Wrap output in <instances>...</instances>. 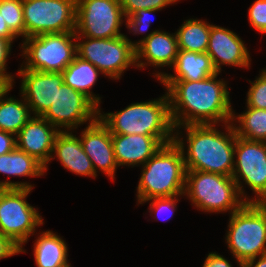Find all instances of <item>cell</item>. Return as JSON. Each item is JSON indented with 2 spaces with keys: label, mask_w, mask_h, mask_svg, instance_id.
Instances as JSON below:
<instances>
[{
  "label": "cell",
  "mask_w": 266,
  "mask_h": 267,
  "mask_svg": "<svg viewBox=\"0 0 266 267\" xmlns=\"http://www.w3.org/2000/svg\"><path fill=\"white\" fill-rule=\"evenodd\" d=\"M163 93L159 98L132 102L120 111L104 113L101 108L98 117L111 134L154 136L169 144L174 141V125L166 90Z\"/></svg>",
  "instance_id": "obj_3"
},
{
  "label": "cell",
  "mask_w": 266,
  "mask_h": 267,
  "mask_svg": "<svg viewBox=\"0 0 266 267\" xmlns=\"http://www.w3.org/2000/svg\"><path fill=\"white\" fill-rule=\"evenodd\" d=\"M16 147V136L0 130V155L11 152Z\"/></svg>",
  "instance_id": "obj_37"
},
{
  "label": "cell",
  "mask_w": 266,
  "mask_h": 267,
  "mask_svg": "<svg viewBox=\"0 0 266 267\" xmlns=\"http://www.w3.org/2000/svg\"><path fill=\"white\" fill-rule=\"evenodd\" d=\"M0 14L8 27L21 39L25 38L22 0H0Z\"/></svg>",
  "instance_id": "obj_29"
},
{
  "label": "cell",
  "mask_w": 266,
  "mask_h": 267,
  "mask_svg": "<svg viewBox=\"0 0 266 267\" xmlns=\"http://www.w3.org/2000/svg\"><path fill=\"white\" fill-rule=\"evenodd\" d=\"M175 31L178 50L206 53L211 24L205 19L189 18Z\"/></svg>",
  "instance_id": "obj_26"
},
{
  "label": "cell",
  "mask_w": 266,
  "mask_h": 267,
  "mask_svg": "<svg viewBox=\"0 0 266 267\" xmlns=\"http://www.w3.org/2000/svg\"><path fill=\"white\" fill-rule=\"evenodd\" d=\"M184 196L194 208L206 214L230 215L246 203L232 176L197 170L186 171Z\"/></svg>",
  "instance_id": "obj_6"
},
{
  "label": "cell",
  "mask_w": 266,
  "mask_h": 267,
  "mask_svg": "<svg viewBox=\"0 0 266 267\" xmlns=\"http://www.w3.org/2000/svg\"><path fill=\"white\" fill-rule=\"evenodd\" d=\"M25 38L75 32L77 0H22Z\"/></svg>",
  "instance_id": "obj_11"
},
{
  "label": "cell",
  "mask_w": 266,
  "mask_h": 267,
  "mask_svg": "<svg viewBox=\"0 0 266 267\" xmlns=\"http://www.w3.org/2000/svg\"><path fill=\"white\" fill-rule=\"evenodd\" d=\"M63 82L70 88L83 93L88 97L99 109L103 97L93 92V87L97 83L100 74H103L89 61L76 56L75 59L62 72Z\"/></svg>",
  "instance_id": "obj_24"
},
{
  "label": "cell",
  "mask_w": 266,
  "mask_h": 267,
  "mask_svg": "<svg viewBox=\"0 0 266 267\" xmlns=\"http://www.w3.org/2000/svg\"><path fill=\"white\" fill-rule=\"evenodd\" d=\"M220 74L201 81L175 80L165 89L174 128L231 122V87L227 85L229 81L218 78Z\"/></svg>",
  "instance_id": "obj_1"
},
{
  "label": "cell",
  "mask_w": 266,
  "mask_h": 267,
  "mask_svg": "<svg viewBox=\"0 0 266 267\" xmlns=\"http://www.w3.org/2000/svg\"><path fill=\"white\" fill-rule=\"evenodd\" d=\"M218 126L201 124L174 128V143L181 149L186 170L232 176L236 133L231 122Z\"/></svg>",
  "instance_id": "obj_2"
},
{
  "label": "cell",
  "mask_w": 266,
  "mask_h": 267,
  "mask_svg": "<svg viewBox=\"0 0 266 267\" xmlns=\"http://www.w3.org/2000/svg\"><path fill=\"white\" fill-rule=\"evenodd\" d=\"M84 152L92 161L95 173L102 172L115 182L119 168L112 144V134L99 117L89 125H85L79 135ZM99 170V171H98Z\"/></svg>",
  "instance_id": "obj_17"
},
{
  "label": "cell",
  "mask_w": 266,
  "mask_h": 267,
  "mask_svg": "<svg viewBox=\"0 0 266 267\" xmlns=\"http://www.w3.org/2000/svg\"><path fill=\"white\" fill-rule=\"evenodd\" d=\"M136 187V204L152 198L184 195L186 167L181 149L163 145L143 166Z\"/></svg>",
  "instance_id": "obj_4"
},
{
  "label": "cell",
  "mask_w": 266,
  "mask_h": 267,
  "mask_svg": "<svg viewBox=\"0 0 266 267\" xmlns=\"http://www.w3.org/2000/svg\"><path fill=\"white\" fill-rule=\"evenodd\" d=\"M249 81L251 85L246 95V106L257 109H266V68L259 71L254 81Z\"/></svg>",
  "instance_id": "obj_31"
},
{
  "label": "cell",
  "mask_w": 266,
  "mask_h": 267,
  "mask_svg": "<svg viewBox=\"0 0 266 267\" xmlns=\"http://www.w3.org/2000/svg\"><path fill=\"white\" fill-rule=\"evenodd\" d=\"M181 0H120L126 18L138 10L157 9L162 10L172 4H177Z\"/></svg>",
  "instance_id": "obj_32"
},
{
  "label": "cell",
  "mask_w": 266,
  "mask_h": 267,
  "mask_svg": "<svg viewBox=\"0 0 266 267\" xmlns=\"http://www.w3.org/2000/svg\"><path fill=\"white\" fill-rule=\"evenodd\" d=\"M13 44L14 43L10 42L8 39L0 37V78L8 85H14L15 78H17L12 72L7 71V63H9L8 58L11 56Z\"/></svg>",
  "instance_id": "obj_34"
},
{
  "label": "cell",
  "mask_w": 266,
  "mask_h": 267,
  "mask_svg": "<svg viewBox=\"0 0 266 267\" xmlns=\"http://www.w3.org/2000/svg\"><path fill=\"white\" fill-rule=\"evenodd\" d=\"M99 108L83 93L64 82L57 88L54 102L42 115L59 131H75L98 118Z\"/></svg>",
  "instance_id": "obj_13"
},
{
  "label": "cell",
  "mask_w": 266,
  "mask_h": 267,
  "mask_svg": "<svg viewBox=\"0 0 266 267\" xmlns=\"http://www.w3.org/2000/svg\"><path fill=\"white\" fill-rule=\"evenodd\" d=\"M250 26L259 34L266 35V0H255L248 8Z\"/></svg>",
  "instance_id": "obj_33"
},
{
  "label": "cell",
  "mask_w": 266,
  "mask_h": 267,
  "mask_svg": "<svg viewBox=\"0 0 266 267\" xmlns=\"http://www.w3.org/2000/svg\"><path fill=\"white\" fill-rule=\"evenodd\" d=\"M77 56L89 61L111 80H121L127 69L136 67L135 47L127 35L96 39L76 35Z\"/></svg>",
  "instance_id": "obj_9"
},
{
  "label": "cell",
  "mask_w": 266,
  "mask_h": 267,
  "mask_svg": "<svg viewBox=\"0 0 266 267\" xmlns=\"http://www.w3.org/2000/svg\"><path fill=\"white\" fill-rule=\"evenodd\" d=\"M21 41L23 69L63 72L77 56L76 32L44 33Z\"/></svg>",
  "instance_id": "obj_7"
},
{
  "label": "cell",
  "mask_w": 266,
  "mask_h": 267,
  "mask_svg": "<svg viewBox=\"0 0 266 267\" xmlns=\"http://www.w3.org/2000/svg\"><path fill=\"white\" fill-rule=\"evenodd\" d=\"M171 69L174 74L167 72L160 79L165 89L175 80L201 81L217 73L207 53L186 50H178L175 64Z\"/></svg>",
  "instance_id": "obj_22"
},
{
  "label": "cell",
  "mask_w": 266,
  "mask_h": 267,
  "mask_svg": "<svg viewBox=\"0 0 266 267\" xmlns=\"http://www.w3.org/2000/svg\"><path fill=\"white\" fill-rule=\"evenodd\" d=\"M115 159L121 167L143 166L164 144L154 136L112 134Z\"/></svg>",
  "instance_id": "obj_19"
},
{
  "label": "cell",
  "mask_w": 266,
  "mask_h": 267,
  "mask_svg": "<svg viewBox=\"0 0 266 267\" xmlns=\"http://www.w3.org/2000/svg\"><path fill=\"white\" fill-rule=\"evenodd\" d=\"M231 124L236 136L266 142V109L246 107L240 114L233 109Z\"/></svg>",
  "instance_id": "obj_27"
},
{
  "label": "cell",
  "mask_w": 266,
  "mask_h": 267,
  "mask_svg": "<svg viewBox=\"0 0 266 267\" xmlns=\"http://www.w3.org/2000/svg\"><path fill=\"white\" fill-rule=\"evenodd\" d=\"M0 174L7 175L6 180L0 181V188H30L35 184L25 181H11L15 177H42L45 176V166L35 157L15 147L11 152L0 155ZM9 179V180H8Z\"/></svg>",
  "instance_id": "obj_21"
},
{
  "label": "cell",
  "mask_w": 266,
  "mask_h": 267,
  "mask_svg": "<svg viewBox=\"0 0 266 267\" xmlns=\"http://www.w3.org/2000/svg\"><path fill=\"white\" fill-rule=\"evenodd\" d=\"M158 11H162V10H157V9L138 10L137 12L132 14L130 17L126 18V25L124 26L125 28L128 29L127 31L129 32V34H132L134 36L142 35V38L139 39L138 41L137 40L132 41V39H129L130 43H132V45L135 48L141 42H143L147 37H149L153 32H155L156 30H160V29H155L150 32L148 31L150 29L151 23L153 22L151 15L153 16V14Z\"/></svg>",
  "instance_id": "obj_28"
},
{
  "label": "cell",
  "mask_w": 266,
  "mask_h": 267,
  "mask_svg": "<svg viewBox=\"0 0 266 267\" xmlns=\"http://www.w3.org/2000/svg\"><path fill=\"white\" fill-rule=\"evenodd\" d=\"M241 267H266V254L242 262Z\"/></svg>",
  "instance_id": "obj_39"
},
{
  "label": "cell",
  "mask_w": 266,
  "mask_h": 267,
  "mask_svg": "<svg viewBox=\"0 0 266 267\" xmlns=\"http://www.w3.org/2000/svg\"><path fill=\"white\" fill-rule=\"evenodd\" d=\"M228 216L224 244L237 267L266 254V203H245Z\"/></svg>",
  "instance_id": "obj_5"
},
{
  "label": "cell",
  "mask_w": 266,
  "mask_h": 267,
  "mask_svg": "<svg viewBox=\"0 0 266 267\" xmlns=\"http://www.w3.org/2000/svg\"><path fill=\"white\" fill-rule=\"evenodd\" d=\"M184 195H176L172 197H161L147 199L140 203V205L150 202L148 206L149 217L154 218L155 221L163 220L168 221L174 216V212L177 211V204L180 202V198H184ZM179 198V199H178Z\"/></svg>",
  "instance_id": "obj_30"
},
{
  "label": "cell",
  "mask_w": 266,
  "mask_h": 267,
  "mask_svg": "<svg viewBox=\"0 0 266 267\" xmlns=\"http://www.w3.org/2000/svg\"><path fill=\"white\" fill-rule=\"evenodd\" d=\"M126 25L120 0H77L76 35L96 39L124 35Z\"/></svg>",
  "instance_id": "obj_12"
},
{
  "label": "cell",
  "mask_w": 266,
  "mask_h": 267,
  "mask_svg": "<svg viewBox=\"0 0 266 267\" xmlns=\"http://www.w3.org/2000/svg\"><path fill=\"white\" fill-rule=\"evenodd\" d=\"M20 94L27 102L32 116H42L55 100L57 88L63 83L62 72H42L19 66Z\"/></svg>",
  "instance_id": "obj_15"
},
{
  "label": "cell",
  "mask_w": 266,
  "mask_h": 267,
  "mask_svg": "<svg viewBox=\"0 0 266 267\" xmlns=\"http://www.w3.org/2000/svg\"><path fill=\"white\" fill-rule=\"evenodd\" d=\"M245 41L234 31L211 24L210 37L206 53L211 57L217 73H222L223 65L250 69L251 54Z\"/></svg>",
  "instance_id": "obj_14"
},
{
  "label": "cell",
  "mask_w": 266,
  "mask_h": 267,
  "mask_svg": "<svg viewBox=\"0 0 266 267\" xmlns=\"http://www.w3.org/2000/svg\"><path fill=\"white\" fill-rule=\"evenodd\" d=\"M232 177L246 203H266V142L236 136Z\"/></svg>",
  "instance_id": "obj_10"
},
{
  "label": "cell",
  "mask_w": 266,
  "mask_h": 267,
  "mask_svg": "<svg viewBox=\"0 0 266 267\" xmlns=\"http://www.w3.org/2000/svg\"><path fill=\"white\" fill-rule=\"evenodd\" d=\"M0 37L1 38H6L10 42H15L17 41V38H19L4 22V19L2 18V14H0Z\"/></svg>",
  "instance_id": "obj_38"
},
{
  "label": "cell",
  "mask_w": 266,
  "mask_h": 267,
  "mask_svg": "<svg viewBox=\"0 0 266 267\" xmlns=\"http://www.w3.org/2000/svg\"><path fill=\"white\" fill-rule=\"evenodd\" d=\"M20 253L21 247H19L11 238L0 234V260Z\"/></svg>",
  "instance_id": "obj_35"
},
{
  "label": "cell",
  "mask_w": 266,
  "mask_h": 267,
  "mask_svg": "<svg viewBox=\"0 0 266 267\" xmlns=\"http://www.w3.org/2000/svg\"><path fill=\"white\" fill-rule=\"evenodd\" d=\"M77 131H60L55 138L51 160L55 158L63 168L76 176L97 178L92 161L84 152Z\"/></svg>",
  "instance_id": "obj_20"
},
{
  "label": "cell",
  "mask_w": 266,
  "mask_h": 267,
  "mask_svg": "<svg viewBox=\"0 0 266 267\" xmlns=\"http://www.w3.org/2000/svg\"><path fill=\"white\" fill-rule=\"evenodd\" d=\"M15 85H7L0 93V130L14 134L15 136L32 117L30 108L24 97L20 99L8 96Z\"/></svg>",
  "instance_id": "obj_25"
},
{
  "label": "cell",
  "mask_w": 266,
  "mask_h": 267,
  "mask_svg": "<svg viewBox=\"0 0 266 267\" xmlns=\"http://www.w3.org/2000/svg\"><path fill=\"white\" fill-rule=\"evenodd\" d=\"M31 192L30 188H0V234L21 247V253H28L25 244L45 224L39 208L26 200Z\"/></svg>",
  "instance_id": "obj_8"
},
{
  "label": "cell",
  "mask_w": 266,
  "mask_h": 267,
  "mask_svg": "<svg viewBox=\"0 0 266 267\" xmlns=\"http://www.w3.org/2000/svg\"><path fill=\"white\" fill-rule=\"evenodd\" d=\"M33 255L36 267H72L69 263L68 244L57 232H36Z\"/></svg>",
  "instance_id": "obj_23"
},
{
  "label": "cell",
  "mask_w": 266,
  "mask_h": 267,
  "mask_svg": "<svg viewBox=\"0 0 266 267\" xmlns=\"http://www.w3.org/2000/svg\"><path fill=\"white\" fill-rule=\"evenodd\" d=\"M136 68L144 69L153 67L157 69L152 73L157 81L163 78L166 74L164 71L167 68L173 67L178 54L177 36L174 32H166L165 30H156L136 48ZM161 69V70H160Z\"/></svg>",
  "instance_id": "obj_16"
},
{
  "label": "cell",
  "mask_w": 266,
  "mask_h": 267,
  "mask_svg": "<svg viewBox=\"0 0 266 267\" xmlns=\"http://www.w3.org/2000/svg\"><path fill=\"white\" fill-rule=\"evenodd\" d=\"M202 267H233L231 262L218 252L207 254Z\"/></svg>",
  "instance_id": "obj_36"
},
{
  "label": "cell",
  "mask_w": 266,
  "mask_h": 267,
  "mask_svg": "<svg viewBox=\"0 0 266 267\" xmlns=\"http://www.w3.org/2000/svg\"><path fill=\"white\" fill-rule=\"evenodd\" d=\"M59 132L42 116H32L16 135V147L41 162L46 174Z\"/></svg>",
  "instance_id": "obj_18"
}]
</instances>
